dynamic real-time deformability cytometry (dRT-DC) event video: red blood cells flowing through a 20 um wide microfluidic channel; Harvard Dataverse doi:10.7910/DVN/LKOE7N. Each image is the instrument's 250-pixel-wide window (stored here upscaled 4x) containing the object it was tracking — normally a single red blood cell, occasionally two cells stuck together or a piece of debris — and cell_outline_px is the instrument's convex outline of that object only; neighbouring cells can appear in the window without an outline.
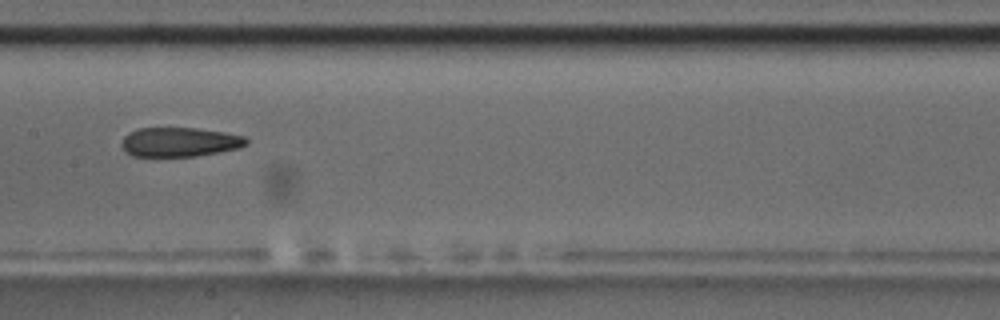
{"species": "common noctule bat (a hibernating species)", "species_latin": "Nyctalus noctula", "temperature_condition": "room temperature", "stored_images_in_passage": 40, "camera_frame_rate_fps": 3000, "um_per_image_px": 0.085, "animal": {"sex": "male", "body_mass_g": 17.5, "forearm_length_mm": 52.3}, "frame": {"image": 1, "passage_image": 12, "time_ms": 3.667, "image_size_px": [1000, 320], "cell_outline_px": [[248, 144], [240, 148], [196, 156], [132, 156], [120, 144], [124, 136], [128, 132], [140, 128], [196, 128], [224, 132], [244, 136], [248, 140]], "centroid_in_image_um": [15.28, 12.07], "position_along_channel_um": 192.1, "area_um2": 21.27}, "authors_computed_cell_mechanics": {"area_um2": 22.7443, "velocity_mm_per_s": 3.6176, "shape_relaxation_time_tau1_ms": null, "shape_relaxation_time_tau2_ms": 6.7878, "deformation_change_tau1": null, "deformation_change_tau2": 0.1547}}